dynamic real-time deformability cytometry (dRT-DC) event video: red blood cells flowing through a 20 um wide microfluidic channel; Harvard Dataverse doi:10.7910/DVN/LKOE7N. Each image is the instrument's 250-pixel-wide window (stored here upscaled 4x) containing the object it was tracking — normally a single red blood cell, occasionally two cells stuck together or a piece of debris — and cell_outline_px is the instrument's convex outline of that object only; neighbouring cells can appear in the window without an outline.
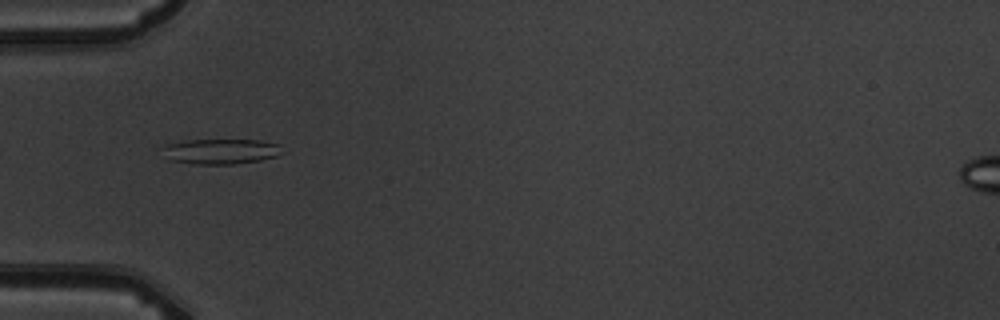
{"species": "common noctule bat (a hibernating species)", "species_latin": "Nyctalus noctula", "temperature_condition": "warm", "stored_images_in_passage": 3, "camera_frame_rate_fps": 3000, "um_per_image_px": 0.085, "animal": {"sex": "male", "body_mass_g": 19.5, "forearm_length_mm": 54.6}, "frame": {"image": 1, "passage_image": 1, "time_ms": 0.0, "image_size_px": [1000, 320], "cell_outline_px": [[284, 152], [276, 156], [260, 160], [236, 164], [192, 164], [168, 160], [160, 148], [168, 144], [184, 140], [260, 140], [276, 144]], "centroid_in_image_um": [18.71, 12.87], "position_along_channel_um": 66.3, "area_um2": 17.69}}
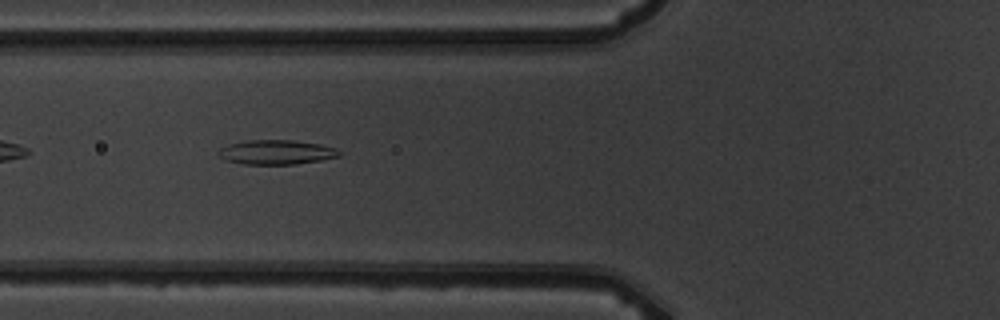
{"frame": {"image": 2, "passage_image": 2, "time_ms": 1.0, "image_size_px": [1000, 320], "cell_outline_px": [[340, 156], [320, 160], [296, 164], [244, 164], [228, 160], [220, 156], [216, 152], [220, 148], [228, 144], [248, 140], [292, 140], [320, 144], [336, 148], [340, 152]], "centroid_in_image_um": [23.49, 12.93], "position_along_channel_um": 102.3, "area_um2": 17.11}}
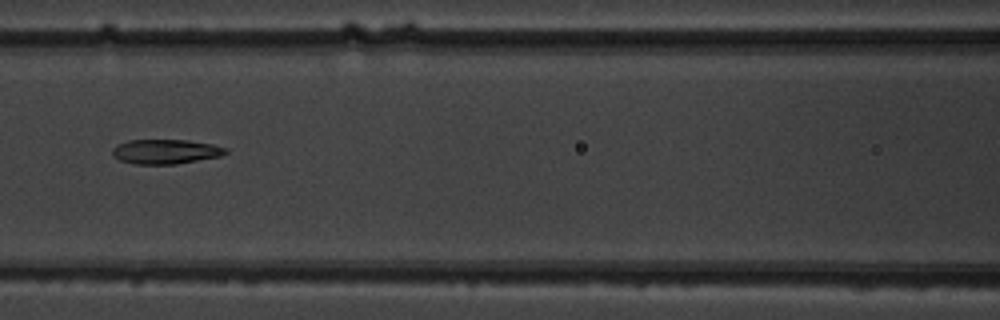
{"frame": {"image": 3, "passage_image": 3, "time_ms": 2.333, "image_size_px": [1000, 320], "cell_outline_px": [[228, 152], [220, 156], [176, 164], [132, 164], [120, 160], [112, 156], [112, 148], [116, 144], [128, 140], [188, 140], [212, 144], [228, 148]], "centroid_in_image_um": [14.04, 12.88], "position_along_channel_um": 152.6, "area_um2": 16.36}}